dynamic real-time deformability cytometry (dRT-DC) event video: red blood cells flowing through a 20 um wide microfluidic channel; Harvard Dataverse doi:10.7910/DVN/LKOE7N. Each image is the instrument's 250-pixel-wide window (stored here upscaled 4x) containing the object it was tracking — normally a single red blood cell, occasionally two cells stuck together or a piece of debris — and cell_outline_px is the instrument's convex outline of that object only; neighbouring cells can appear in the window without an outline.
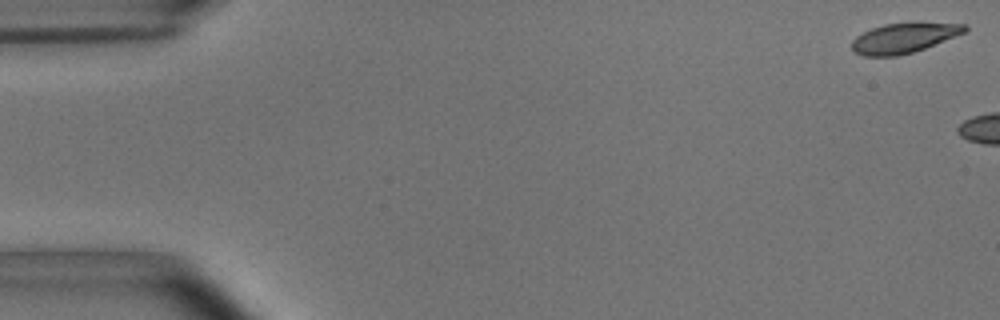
{"species": "common noctule bat (a hibernating species)", "species_latin": "Nyctalus noctula", "temperature_condition": "room temperature", "stored_images_in_passage": 5, "camera_frame_rate_fps": 3000, "um_per_image_px": 0.085, "animal": {"sex": "male", "body_mass_g": 15.6}, "frame": {"image": 1, "passage_image": 1, "time_ms": 0.0, "image_size_px": [1000, 320], "cell_outline_px": [[968, 28], [964, 32], [924, 48], [912, 52], [896, 56], [864, 56], [852, 52], [852, 40], [856, 36], [872, 28], [884, 24], [912, 20], [920, 20], [968, 24]], "centroid_in_image_um": [76.85, 3.17], "position_along_channel_um": 8.2, "area_um2": 20.35}}